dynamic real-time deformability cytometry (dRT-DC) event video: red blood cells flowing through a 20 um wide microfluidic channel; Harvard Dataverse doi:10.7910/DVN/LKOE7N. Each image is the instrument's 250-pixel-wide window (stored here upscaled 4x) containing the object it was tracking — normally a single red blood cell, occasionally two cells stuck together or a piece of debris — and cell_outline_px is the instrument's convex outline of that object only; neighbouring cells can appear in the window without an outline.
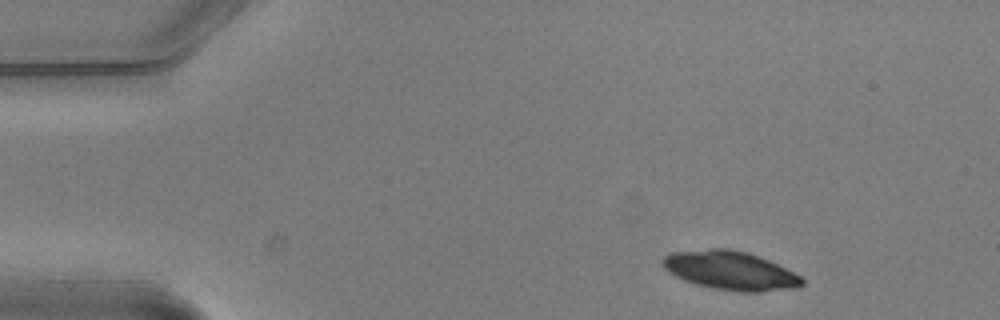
{"species": "common noctule bat (a hibernating species)", "species_latin": "Nyctalus noctula", "temperature_condition": "warm", "stored_images_in_passage": 3, "camera_frame_rate_fps": 3000, "um_per_image_px": 0.085, "animal": {"sex": "male", "body_mass_g": 20.5, "forearm_length_mm": 52.5}, "frame": {"image": 1, "passage_image": 1, "time_ms": 0.0, "image_size_px": [1000, 320], "cell_outline_px": [[804, 284], [796, 288], [760, 292], [740, 292], [712, 288], [696, 284], [684, 280], [668, 272], [664, 268], [660, 260], [664, 256], [672, 252], [712, 248], [728, 248], [748, 252], [768, 260], [800, 276], [804, 280]], "centroid_in_image_um": [62.05, 22.99], "position_along_channel_um": 22.9, "area_um2": 31.5}}